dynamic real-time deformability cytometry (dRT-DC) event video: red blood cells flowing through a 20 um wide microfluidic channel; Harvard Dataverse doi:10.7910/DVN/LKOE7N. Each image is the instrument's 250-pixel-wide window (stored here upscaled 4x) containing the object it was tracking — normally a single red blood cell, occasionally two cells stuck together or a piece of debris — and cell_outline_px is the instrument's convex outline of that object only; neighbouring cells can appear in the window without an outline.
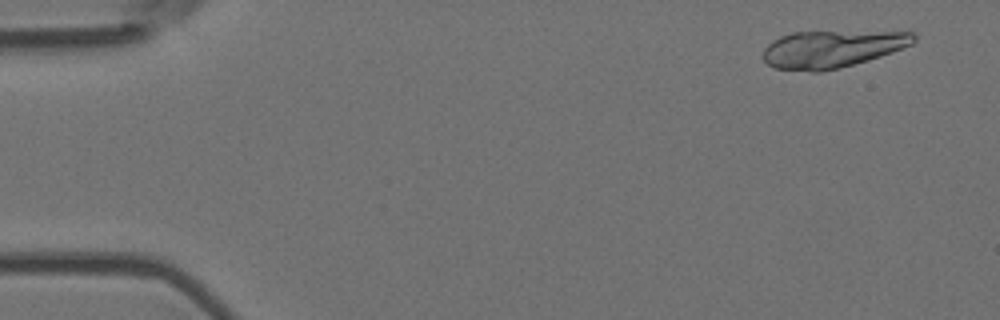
{"species": "Egyptian fruit bat (a non-hibernating species)", "species_latin": "Rousettus aegyptiacus", "temperature_condition": "room temperature", "stored_images_in_passage": 6, "segment_of_instrument_passage": [1, 2], "camera_frame_rate_fps": 3000, "um_per_image_px": 0.085, "animal": {"sex": "female"}, "frame": {"image": 1, "passage_image": 1, "time_ms": 0.0, "image_size_px": [1000, 320], "cell_outline_px": [[916, 40], [912, 44], [892, 52], [868, 60], [840, 68], [820, 72], [812, 72], [776, 68], [768, 64], [764, 60], [764, 48], [772, 40], [780, 36], [792, 32], [912, 32], [916, 36]], "centroid_in_image_um": [70.7, 4.17], "position_along_channel_um": 14.3, "area_um2": 32.48}}